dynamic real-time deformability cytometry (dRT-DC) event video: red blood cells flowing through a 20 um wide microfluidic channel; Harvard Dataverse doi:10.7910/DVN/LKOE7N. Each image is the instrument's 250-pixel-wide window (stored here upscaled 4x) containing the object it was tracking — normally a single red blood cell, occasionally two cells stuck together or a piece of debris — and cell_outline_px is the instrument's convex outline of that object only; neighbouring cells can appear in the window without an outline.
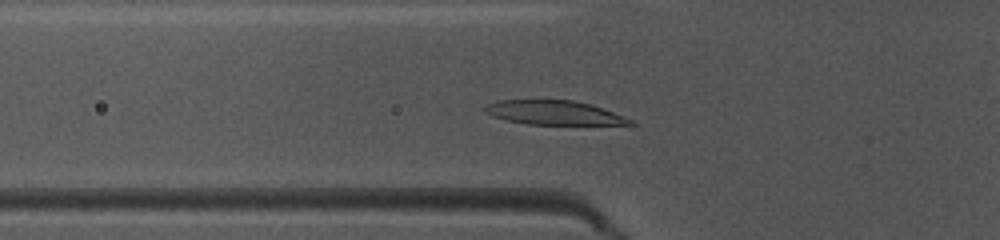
{"species": "common noctule bat (a hibernating species)", "species_latin": "Nyctalus noctula", "temperature_condition": "warm", "stored_images_in_passage": 38, "camera_frame_rate_fps": 3000, "um_per_image_px": 0.085, "animal": {"sex": "female", "body_mass_g": 10.0, "forearm_length_mm": 53.1}, "frame": {"image": 1, "passage_image": 6, "time_ms": 1.667, "image_size_px": [1000, 240], "cell_outline_px": [[636, 124], [632, 128], [528, 124], [508, 120], [492, 116], [484, 112], [484, 108], [488, 104], [500, 100], [572, 100], [592, 104], [624, 116], [632, 120]], "centroid_in_image_um": [47.36, 9.65], "position_along_channel_um": 78.4, "area_um2": 21.73}}
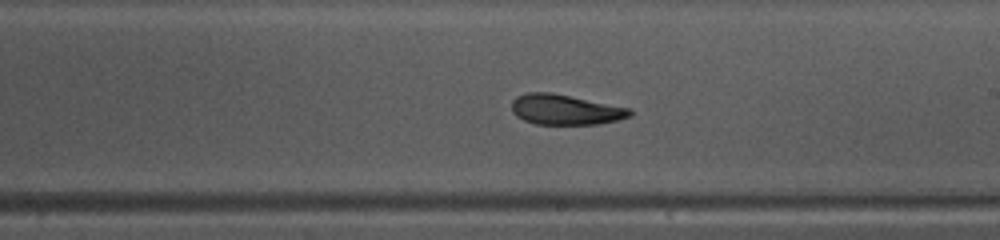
{"frame": {"image": 2, "passage_image": 18, "time_ms": 5.667, "image_size_px": [1000, 240], "cell_outline_px": [[632, 116], [600, 124], [536, 124], [524, 120], [516, 116], [512, 112], [512, 100], [516, 96], [528, 92], [552, 92], [632, 108]], "centroid_in_image_um": [48.06, 9.31], "position_along_channel_um": 240.9, "area_um2": 21.04}}
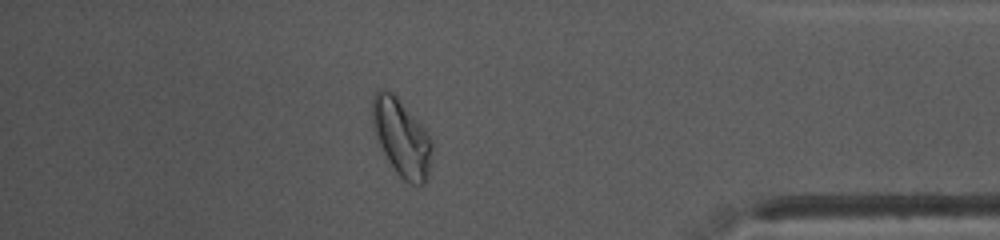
{"frame": {"image": 3, "passage_image": 32, "time_ms": 10.333, "image_size_px": [1000, 240], "cell_outline_px": [[432, 148], [428, 180], [424, 184], [412, 184], [404, 180], [396, 172], [388, 160], [376, 136], [372, 124], [372, 96], [380, 88], [384, 88], [392, 92], [396, 96], [420, 124], [432, 140]], "centroid_in_image_um": [34.12, 11.7], "position_along_channel_um": 401.1, "area_um2": 26.53}, "authors_computed_cell_mechanics": {"area_um2": 21.5594, "velocity_mm_per_s": 4.0381, "shape_relaxation_time_tau1_ms": 4.1338, "shape_relaxation_time_tau2_ms": 2.5201, "deformation_change_tau1": 0.1777, "deformation_change_tau2": 0.0717}}